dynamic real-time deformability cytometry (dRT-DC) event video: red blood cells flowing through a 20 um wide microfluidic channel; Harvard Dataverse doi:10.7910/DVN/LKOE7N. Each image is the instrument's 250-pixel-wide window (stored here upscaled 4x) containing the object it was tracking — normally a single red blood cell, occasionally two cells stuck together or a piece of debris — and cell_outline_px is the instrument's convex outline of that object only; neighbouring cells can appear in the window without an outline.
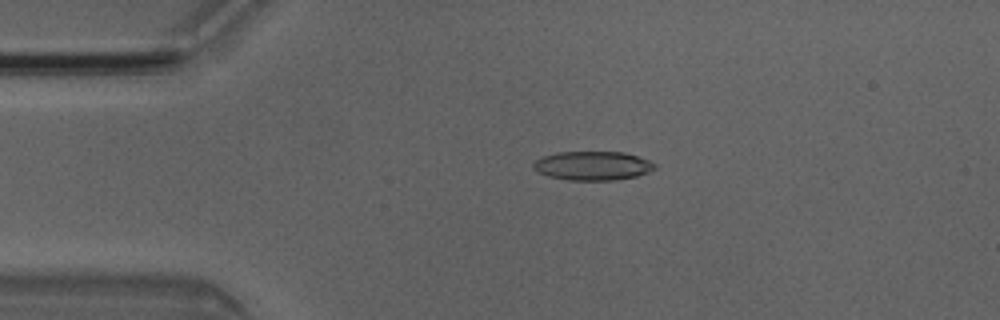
{"species": "Egyptian fruit bat (a non-hibernating species)", "species_latin": "Rousettus aegyptiacus", "temperature_condition": "room temperature", "stored_images_in_passage": 2, "camera_frame_rate_fps": 3000, "um_per_image_px": 0.085, "animal": {"sex": "male"}, "frame": {"image": 1, "passage_image": 1, "time_ms": 0.0, "image_size_px": [1000, 320], "cell_outline_px": [[656, 168], [648, 172], [636, 176], [616, 180], [568, 180], [548, 176], [532, 168], [532, 164], [536, 160], [544, 156], [560, 152], [624, 152], [648, 160], [656, 164]], "centroid_in_image_um": [50.38, 14.09], "position_along_channel_um": 34.6, "area_um2": 20.35}}